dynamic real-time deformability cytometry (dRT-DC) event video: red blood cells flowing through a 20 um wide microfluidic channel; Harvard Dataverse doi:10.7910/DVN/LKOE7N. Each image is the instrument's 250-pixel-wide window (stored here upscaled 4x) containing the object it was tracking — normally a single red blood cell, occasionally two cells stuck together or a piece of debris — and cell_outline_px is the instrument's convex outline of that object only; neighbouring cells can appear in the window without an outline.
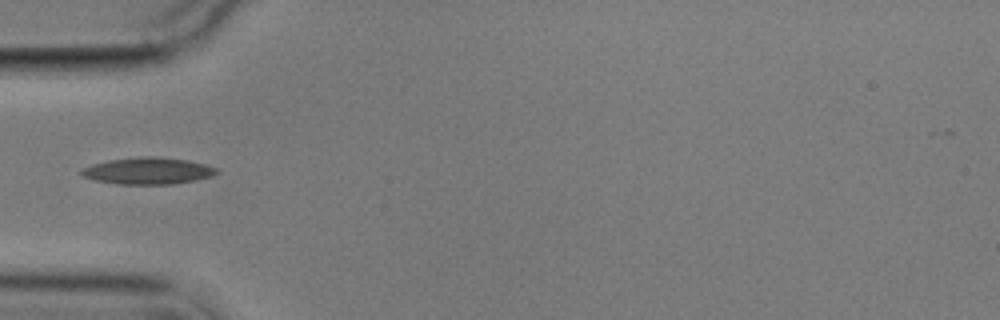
{"species": "common noctule bat (a hibernating species)", "species_latin": "Nyctalus noctula", "temperature_condition": "cold", "stored_images_in_passage": 8, "camera_frame_rate_fps": 3000, "um_per_image_px": 0.085, "animal": {"sex": "male", "body_mass_g": 17.9}, "frame": {"image": 1, "passage_image": 5, "time_ms": 5.0, "image_size_px": [1000, 320], "cell_outline_px": [[220, 172], [212, 176], [172, 184], [120, 184], [96, 180], [84, 176], [80, 172], [84, 168], [92, 164], [108, 160], [148, 156], [156, 156], [188, 160], [204, 164], [216, 168]], "centroid_in_image_um": [12.6, 14.52], "position_along_channel_um": 72.4, "area_um2": 20.75}}
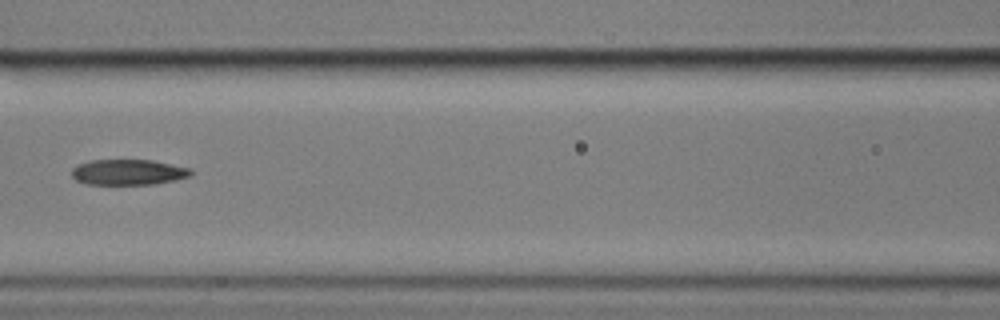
{"frame": {"image": 2, "passage_image": 7, "time_ms": 7.333, "image_size_px": [1000, 320], "cell_outline_px": [[192, 176], [176, 180], [156, 184], [88, 184], [76, 180], [72, 176], [72, 168], [80, 164], [92, 160], [152, 160], [192, 168]], "centroid_in_image_um": [10.96, 14.63], "position_along_channel_um": 155.6, "area_um2": 17.8}}
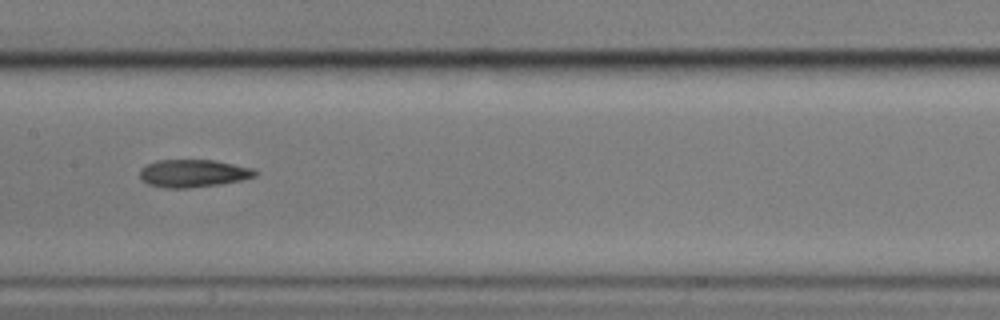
{"frame": {"image": 3, "passage_image": 8, "time_ms": 8.333, "image_size_px": [1000, 320], "cell_outline_px": [[260, 172], [256, 176], [240, 180], [220, 184], [188, 188], [164, 188], [148, 184], [140, 176], [140, 168], [156, 160], [216, 160], [252, 168]], "centroid_in_image_um": [16.44, 14.73], "position_along_channel_um": 191.0, "area_um2": 18.61}}